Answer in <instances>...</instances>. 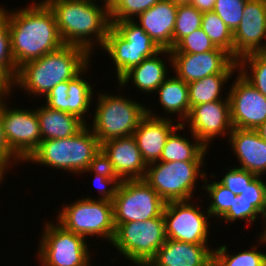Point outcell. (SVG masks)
<instances>
[{"label": "cell", "mask_w": 266, "mask_h": 266, "mask_svg": "<svg viewBox=\"0 0 266 266\" xmlns=\"http://www.w3.org/2000/svg\"><path fill=\"white\" fill-rule=\"evenodd\" d=\"M14 84L15 80L0 67V104L5 102V98L7 99V97L10 96L9 93L11 94L15 88Z\"/></svg>", "instance_id": "44"}, {"label": "cell", "mask_w": 266, "mask_h": 266, "mask_svg": "<svg viewBox=\"0 0 266 266\" xmlns=\"http://www.w3.org/2000/svg\"><path fill=\"white\" fill-rule=\"evenodd\" d=\"M93 1H99V0H93ZM103 1L102 4H105L106 6L110 7L116 0H101Z\"/></svg>", "instance_id": "49"}, {"label": "cell", "mask_w": 266, "mask_h": 266, "mask_svg": "<svg viewBox=\"0 0 266 266\" xmlns=\"http://www.w3.org/2000/svg\"><path fill=\"white\" fill-rule=\"evenodd\" d=\"M89 67L88 65L76 77L69 80V90L67 92V113L75 115L87 125L88 123H86L87 121L84 117L86 118V113L90 112L88 110L92 108L90 105H92L91 101H93L94 93L93 86L82 75L85 74Z\"/></svg>", "instance_id": "27"}, {"label": "cell", "mask_w": 266, "mask_h": 266, "mask_svg": "<svg viewBox=\"0 0 266 266\" xmlns=\"http://www.w3.org/2000/svg\"><path fill=\"white\" fill-rule=\"evenodd\" d=\"M69 80L59 83L45 96L46 106L51 109L67 112Z\"/></svg>", "instance_id": "42"}, {"label": "cell", "mask_w": 266, "mask_h": 266, "mask_svg": "<svg viewBox=\"0 0 266 266\" xmlns=\"http://www.w3.org/2000/svg\"><path fill=\"white\" fill-rule=\"evenodd\" d=\"M237 74L228 91L232 126L256 130L266 121V97Z\"/></svg>", "instance_id": "15"}, {"label": "cell", "mask_w": 266, "mask_h": 266, "mask_svg": "<svg viewBox=\"0 0 266 266\" xmlns=\"http://www.w3.org/2000/svg\"><path fill=\"white\" fill-rule=\"evenodd\" d=\"M266 0H247L243 17L233 32L234 60L266 50Z\"/></svg>", "instance_id": "18"}, {"label": "cell", "mask_w": 266, "mask_h": 266, "mask_svg": "<svg viewBox=\"0 0 266 266\" xmlns=\"http://www.w3.org/2000/svg\"><path fill=\"white\" fill-rule=\"evenodd\" d=\"M233 74H213L188 83L190 109L193 106L222 99L221 90Z\"/></svg>", "instance_id": "28"}, {"label": "cell", "mask_w": 266, "mask_h": 266, "mask_svg": "<svg viewBox=\"0 0 266 266\" xmlns=\"http://www.w3.org/2000/svg\"><path fill=\"white\" fill-rule=\"evenodd\" d=\"M174 123L171 116H158L151 108H146V115L139 122L133 136L147 165L159 161L169 135L180 126L179 122Z\"/></svg>", "instance_id": "19"}, {"label": "cell", "mask_w": 266, "mask_h": 266, "mask_svg": "<svg viewBox=\"0 0 266 266\" xmlns=\"http://www.w3.org/2000/svg\"><path fill=\"white\" fill-rule=\"evenodd\" d=\"M111 23L102 48L114 62L118 81L130 69L161 49L134 19Z\"/></svg>", "instance_id": "5"}, {"label": "cell", "mask_w": 266, "mask_h": 266, "mask_svg": "<svg viewBox=\"0 0 266 266\" xmlns=\"http://www.w3.org/2000/svg\"><path fill=\"white\" fill-rule=\"evenodd\" d=\"M91 54L84 48L64 45L39 59L28 61L18 68L15 86L31 96L45 97L53 87L71 80L89 64ZM24 88V89H23Z\"/></svg>", "instance_id": "3"}, {"label": "cell", "mask_w": 266, "mask_h": 266, "mask_svg": "<svg viewBox=\"0 0 266 266\" xmlns=\"http://www.w3.org/2000/svg\"><path fill=\"white\" fill-rule=\"evenodd\" d=\"M175 76L191 83L213 74H233L237 61L224 49L217 47L205 53H171Z\"/></svg>", "instance_id": "14"}, {"label": "cell", "mask_w": 266, "mask_h": 266, "mask_svg": "<svg viewBox=\"0 0 266 266\" xmlns=\"http://www.w3.org/2000/svg\"><path fill=\"white\" fill-rule=\"evenodd\" d=\"M262 219H264L263 221V223H265V225H266V209H265V212H264V214H263V216H262ZM258 238H259V242L258 243H260L261 245L264 243V245L266 244V226H265V228H264V230H263V232L261 233V234H259V236H258Z\"/></svg>", "instance_id": "46"}, {"label": "cell", "mask_w": 266, "mask_h": 266, "mask_svg": "<svg viewBox=\"0 0 266 266\" xmlns=\"http://www.w3.org/2000/svg\"><path fill=\"white\" fill-rule=\"evenodd\" d=\"M13 159V160H12ZM0 161L8 168H10L9 165L14 164L17 166L22 160L11 150L5 133L3 129V123H2V104H0ZM13 162V163H12Z\"/></svg>", "instance_id": "43"}, {"label": "cell", "mask_w": 266, "mask_h": 266, "mask_svg": "<svg viewBox=\"0 0 266 266\" xmlns=\"http://www.w3.org/2000/svg\"><path fill=\"white\" fill-rule=\"evenodd\" d=\"M256 131L258 132V134L260 135V137L266 141V121L263 124H261L256 129Z\"/></svg>", "instance_id": "47"}, {"label": "cell", "mask_w": 266, "mask_h": 266, "mask_svg": "<svg viewBox=\"0 0 266 266\" xmlns=\"http://www.w3.org/2000/svg\"><path fill=\"white\" fill-rule=\"evenodd\" d=\"M43 2L53 11L65 45L82 47L90 54L93 53L96 44L102 48L108 30L112 26L108 6L105 4L100 6L93 0H43Z\"/></svg>", "instance_id": "2"}, {"label": "cell", "mask_w": 266, "mask_h": 266, "mask_svg": "<svg viewBox=\"0 0 266 266\" xmlns=\"http://www.w3.org/2000/svg\"><path fill=\"white\" fill-rule=\"evenodd\" d=\"M100 162L121 181L143 179L146 174L147 164L133 135L102 143Z\"/></svg>", "instance_id": "17"}, {"label": "cell", "mask_w": 266, "mask_h": 266, "mask_svg": "<svg viewBox=\"0 0 266 266\" xmlns=\"http://www.w3.org/2000/svg\"><path fill=\"white\" fill-rule=\"evenodd\" d=\"M221 245L213 249L212 266H266V253L258 251L257 245L237 254L229 253L227 246Z\"/></svg>", "instance_id": "29"}, {"label": "cell", "mask_w": 266, "mask_h": 266, "mask_svg": "<svg viewBox=\"0 0 266 266\" xmlns=\"http://www.w3.org/2000/svg\"><path fill=\"white\" fill-rule=\"evenodd\" d=\"M237 65L238 73L266 97V54H248L239 59Z\"/></svg>", "instance_id": "31"}, {"label": "cell", "mask_w": 266, "mask_h": 266, "mask_svg": "<svg viewBox=\"0 0 266 266\" xmlns=\"http://www.w3.org/2000/svg\"><path fill=\"white\" fill-rule=\"evenodd\" d=\"M216 0H193L191 5L198 9L200 12L213 11Z\"/></svg>", "instance_id": "45"}, {"label": "cell", "mask_w": 266, "mask_h": 266, "mask_svg": "<svg viewBox=\"0 0 266 266\" xmlns=\"http://www.w3.org/2000/svg\"><path fill=\"white\" fill-rule=\"evenodd\" d=\"M4 8V9H3ZM8 9L0 6V67L14 80L18 73L11 48V39L8 26Z\"/></svg>", "instance_id": "34"}, {"label": "cell", "mask_w": 266, "mask_h": 266, "mask_svg": "<svg viewBox=\"0 0 266 266\" xmlns=\"http://www.w3.org/2000/svg\"><path fill=\"white\" fill-rule=\"evenodd\" d=\"M208 246L166 239L147 266H212L213 249Z\"/></svg>", "instance_id": "22"}, {"label": "cell", "mask_w": 266, "mask_h": 266, "mask_svg": "<svg viewBox=\"0 0 266 266\" xmlns=\"http://www.w3.org/2000/svg\"><path fill=\"white\" fill-rule=\"evenodd\" d=\"M228 138L240 164L237 168L262 177L266 173V141L256 130L239 128H233Z\"/></svg>", "instance_id": "21"}, {"label": "cell", "mask_w": 266, "mask_h": 266, "mask_svg": "<svg viewBox=\"0 0 266 266\" xmlns=\"http://www.w3.org/2000/svg\"><path fill=\"white\" fill-rule=\"evenodd\" d=\"M35 111L39 119L42 141L71 137L86 125L75 115L51 109L44 104Z\"/></svg>", "instance_id": "24"}, {"label": "cell", "mask_w": 266, "mask_h": 266, "mask_svg": "<svg viewBox=\"0 0 266 266\" xmlns=\"http://www.w3.org/2000/svg\"><path fill=\"white\" fill-rule=\"evenodd\" d=\"M160 0H116L110 7L111 22H119L122 20H135L133 16H137L148 10Z\"/></svg>", "instance_id": "35"}, {"label": "cell", "mask_w": 266, "mask_h": 266, "mask_svg": "<svg viewBox=\"0 0 266 266\" xmlns=\"http://www.w3.org/2000/svg\"><path fill=\"white\" fill-rule=\"evenodd\" d=\"M247 0H216L213 11L234 32L243 17Z\"/></svg>", "instance_id": "37"}, {"label": "cell", "mask_w": 266, "mask_h": 266, "mask_svg": "<svg viewBox=\"0 0 266 266\" xmlns=\"http://www.w3.org/2000/svg\"><path fill=\"white\" fill-rule=\"evenodd\" d=\"M200 208L190 200L166 202L163 209L166 238L192 244H210L211 224L208 219L211 216L207 210L203 213Z\"/></svg>", "instance_id": "12"}, {"label": "cell", "mask_w": 266, "mask_h": 266, "mask_svg": "<svg viewBox=\"0 0 266 266\" xmlns=\"http://www.w3.org/2000/svg\"><path fill=\"white\" fill-rule=\"evenodd\" d=\"M259 215H261V217L263 216L255 208V200H246L238 195L232 202L231 208L219 220H222V222L224 220L225 223H234L236 220L242 219L243 221L246 219V223L248 222L250 225L255 222V219H257Z\"/></svg>", "instance_id": "39"}, {"label": "cell", "mask_w": 266, "mask_h": 266, "mask_svg": "<svg viewBox=\"0 0 266 266\" xmlns=\"http://www.w3.org/2000/svg\"><path fill=\"white\" fill-rule=\"evenodd\" d=\"M159 94V103L164 112L174 116L177 114L179 123L183 124L190 113L188 83L169 76L155 91Z\"/></svg>", "instance_id": "26"}, {"label": "cell", "mask_w": 266, "mask_h": 266, "mask_svg": "<svg viewBox=\"0 0 266 266\" xmlns=\"http://www.w3.org/2000/svg\"><path fill=\"white\" fill-rule=\"evenodd\" d=\"M166 239L162 214L143 222L115 224V234L110 244L135 266H147Z\"/></svg>", "instance_id": "8"}, {"label": "cell", "mask_w": 266, "mask_h": 266, "mask_svg": "<svg viewBox=\"0 0 266 266\" xmlns=\"http://www.w3.org/2000/svg\"><path fill=\"white\" fill-rule=\"evenodd\" d=\"M76 200L70 205L63 204L57 222L86 240L96 236L111 243L115 234L113 203L92 197Z\"/></svg>", "instance_id": "7"}, {"label": "cell", "mask_w": 266, "mask_h": 266, "mask_svg": "<svg viewBox=\"0 0 266 266\" xmlns=\"http://www.w3.org/2000/svg\"><path fill=\"white\" fill-rule=\"evenodd\" d=\"M84 172H89V174L90 172L94 173L93 183L96 185L97 191L101 195L100 199L112 202L116 196L121 180L117 176H114L101 162Z\"/></svg>", "instance_id": "36"}, {"label": "cell", "mask_w": 266, "mask_h": 266, "mask_svg": "<svg viewBox=\"0 0 266 266\" xmlns=\"http://www.w3.org/2000/svg\"><path fill=\"white\" fill-rule=\"evenodd\" d=\"M202 12L191 4H178L173 31V48L188 34L201 27Z\"/></svg>", "instance_id": "33"}, {"label": "cell", "mask_w": 266, "mask_h": 266, "mask_svg": "<svg viewBox=\"0 0 266 266\" xmlns=\"http://www.w3.org/2000/svg\"><path fill=\"white\" fill-rule=\"evenodd\" d=\"M33 3L19 11L8 12L11 48L17 68L65 45L50 7L43 1Z\"/></svg>", "instance_id": "1"}, {"label": "cell", "mask_w": 266, "mask_h": 266, "mask_svg": "<svg viewBox=\"0 0 266 266\" xmlns=\"http://www.w3.org/2000/svg\"><path fill=\"white\" fill-rule=\"evenodd\" d=\"M186 124H180L168 137L166 144L162 150L159 161L175 162V161H206L204 160L208 148L201 143L198 138L191 133L194 143L189 141L183 134L176 133V131L184 130ZM189 139V140H188Z\"/></svg>", "instance_id": "25"}, {"label": "cell", "mask_w": 266, "mask_h": 266, "mask_svg": "<svg viewBox=\"0 0 266 266\" xmlns=\"http://www.w3.org/2000/svg\"><path fill=\"white\" fill-rule=\"evenodd\" d=\"M178 3L175 0H160L137 17L140 25L160 49H173V31Z\"/></svg>", "instance_id": "20"}, {"label": "cell", "mask_w": 266, "mask_h": 266, "mask_svg": "<svg viewBox=\"0 0 266 266\" xmlns=\"http://www.w3.org/2000/svg\"><path fill=\"white\" fill-rule=\"evenodd\" d=\"M101 144L87 124L75 135L41 141L26 162L81 174L100 163Z\"/></svg>", "instance_id": "4"}, {"label": "cell", "mask_w": 266, "mask_h": 266, "mask_svg": "<svg viewBox=\"0 0 266 266\" xmlns=\"http://www.w3.org/2000/svg\"><path fill=\"white\" fill-rule=\"evenodd\" d=\"M239 197L255 200V208L263 215L266 209V183L260 176H257Z\"/></svg>", "instance_id": "41"}, {"label": "cell", "mask_w": 266, "mask_h": 266, "mask_svg": "<svg viewBox=\"0 0 266 266\" xmlns=\"http://www.w3.org/2000/svg\"><path fill=\"white\" fill-rule=\"evenodd\" d=\"M202 166L204 167V161H157L147 165L143 180L165 202L187 201L194 196L195 188H203V186H196L198 178L204 180L207 175L204 169L201 170Z\"/></svg>", "instance_id": "9"}, {"label": "cell", "mask_w": 266, "mask_h": 266, "mask_svg": "<svg viewBox=\"0 0 266 266\" xmlns=\"http://www.w3.org/2000/svg\"><path fill=\"white\" fill-rule=\"evenodd\" d=\"M203 190L208 192V198L210 199V204L206 210L210 213L211 217H216L220 219L232 206L236 195L227 189L223 184L217 181L206 180V175L204 178ZM208 183V184H207Z\"/></svg>", "instance_id": "32"}, {"label": "cell", "mask_w": 266, "mask_h": 266, "mask_svg": "<svg viewBox=\"0 0 266 266\" xmlns=\"http://www.w3.org/2000/svg\"><path fill=\"white\" fill-rule=\"evenodd\" d=\"M114 224L160 217L165 201L143 179L122 180L113 201Z\"/></svg>", "instance_id": "11"}, {"label": "cell", "mask_w": 266, "mask_h": 266, "mask_svg": "<svg viewBox=\"0 0 266 266\" xmlns=\"http://www.w3.org/2000/svg\"><path fill=\"white\" fill-rule=\"evenodd\" d=\"M168 55V62L172 63L170 50L161 49L154 56L146 58L143 62L128 72H126L119 80L118 85L121 89L127 86L129 81L133 82L134 87L138 88L144 94L153 93L168 78V68L163 59L159 55Z\"/></svg>", "instance_id": "23"}, {"label": "cell", "mask_w": 266, "mask_h": 266, "mask_svg": "<svg viewBox=\"0 0 266 266\" xmlns=\"http://www.w3.org/2000/svg\"><path fill=\"white\" fill-rule=\"evenodd\" d=\"M6 102L2 103L4 133L11 150L24 163L42 141L39 119L35 108H9Z\"/></svg>", "instance_id": "13"}, {"label": "cell", "mask_w": 266, "mask_h": 266, "mask_svg": "<svg viewBox=\"0 0 266 266\" xmlns=\"http://www.w3.org/2000/svg\"><path fill=\"white\" fill-rule=\"evenodd\" d=\"M178 4H191L193 0H175Z\"/></svg>", "instance_id": "50"}, {"label": "cell", "mask_w": 266, "mask_h": 266, "mask_svg": "<svg viewBox=\"0 0 266 266\" xmlns=\"http://www.w3.org/2000/svg\"><path fill=\"white\" fill-rule=\"evenodd\" d=\"M91 130L102 144L107 140L134 134L146 115V105L121 95L101 93L97 97Z\"/></svg>", "instance_id": "6"}, {"label": "cell", "mask_w": 266, "mask_h": 266, "mask_svg": "<svg viewBox=\"0 0 266 266\" xmlns=\"http://www.w3.org/2000/svg\"><path fill=\"white\" fill-rule=\"evenodd\" d=\"M201 28L216 47L224 49L234 59L233 32L214 11L202 14Z\"/></svg>", "instance_id": "30"}, {"label": "cell", "mask_w": 266, "mask_h": 266, "mask_svg": "<svg viewBox=\"0 0 266 266\" xmlns=\"http://www.w3.org/2000/svg\"><path fill=\"white\" fill-rule=\"evenodd\" d=\"M228 170L219 182L236 196L243 193L244 189L257 177L253 173L237 167Z\"/></svg>", "instance_id": "40"}, {"label": "cell", "mask_w": 266, "mask_h": 266, "mask_svg": "<svg viewBox=\"0 0 266 266\" xmlns=\"http://www.w3.org/2000/svg\"><path fill=\"white\" fill-rule=\"evenodd\" d=\"M216 48L217 47L200 27L184 37L170 50V53H205L215 50Z\"/></svg>", "instance_id": "38"}, {"label": "cell", "mask_w": 266, "mask_h": 266, "mask_svg": "<svg viewBox=\"0 0 266 266\" xmlns=\"http://www.w3.org/2000/svg\"><path fill=\"white\" fill-rule=\"evenodd\" d=\"M226 96L224 101L216 100L193 106L184 121L189 124L190 133L208 149L211 147V140L221 135L229 136L233 130L228 93Z\"/></svg>", "instance_id": "16"}, {"label": "cell", "mask_w": 266, "mask_h": 266, "mask_svg": "<svg viewBox=\"0 0 266 266\" xmlns=\"http://www.w3.org/2000/svg\"><path fill=\"white\" fill-rule=\"evenodd\" d=\"M56 223V224H54ZM46 222L40 243L38 260L42 266H92L87 240L56 222Z\"/></svg>", "instance_id": "10"}, {"label": "cell", "mask_w": 266, "mask_h": 266, "mask_svg": "<svg viewBox=\"0 0 266 266\" xmlns=\"http://www.w3.org/2000/svg\"><path fill=\"white\" fill-rule=\"evenodd\" d=\"M7 169L8 168L0 161V183L4 180L3 177L6 176L5 173L7 174Z\"/></svg>", "instance_id": "48"}]
</instances>
